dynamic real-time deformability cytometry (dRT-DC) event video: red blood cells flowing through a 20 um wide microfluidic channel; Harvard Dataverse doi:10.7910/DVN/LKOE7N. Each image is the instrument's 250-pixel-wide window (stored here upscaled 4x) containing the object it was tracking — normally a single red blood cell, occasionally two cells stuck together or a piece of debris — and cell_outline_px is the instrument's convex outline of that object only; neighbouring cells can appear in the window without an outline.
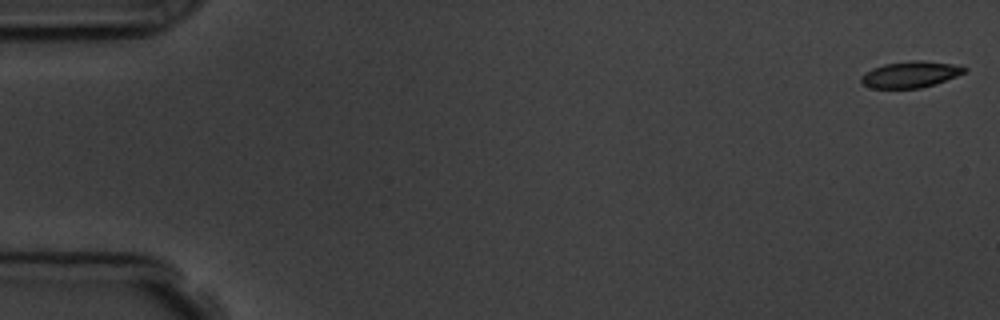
{"species": "common noctule bat (a hibernating species)", "species_latin": "Nyctalus noctula", "temperature_condition": "room temperature", "stored_images_in_passage": 7, "camera_frame_rate_fps": 3000, "um_per_image_px": 0.085, "animal": {"sex": "male", "body_mass_g": 19.5, "forearm_length_mm": 54.6}, "frame": {"image": 1, "passage_image": 1, "time_ms": 0.0, "image_size_px": [1000, 320], "cell_outline_px": [[968, 68], [964, 72], [956, 76], [936, 84], [920, 88], [872, 88], [864, 84], [860, 80], [860, 76], [864, 72], [872, 68], [884, 64], [916, 60], [920, 60], [952, 64]], "centroid_in_image_um": [77.35, 6.33], "position_along_channel_um": 7.6, "area_um2": 15.72}}
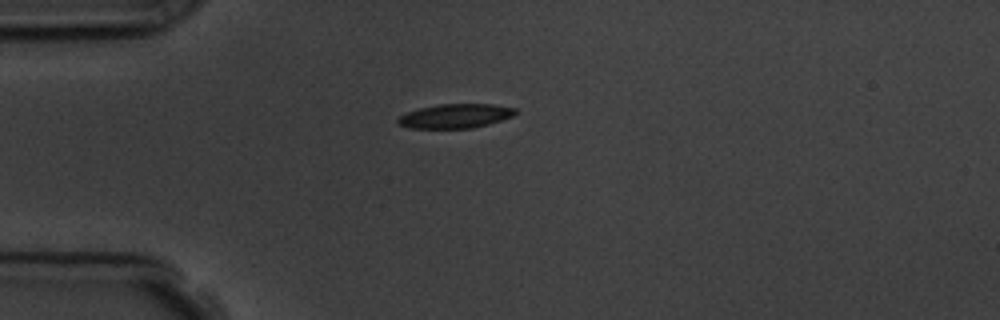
{"frame": {"image": 2, "passage_image": 5, "time_ms": 4.667, "image_size_px": [1000, 320], "cell_outline_px": [[516, 112], [512, 116], [488, 124], [472, 128], [412, 128], [400, 124], [396, 120], [400, 116], [408, 112], [420, 108], [440, 104], [492, 104], [516, 108]], "centroid_in_image_um": [38.72, 9.85], "position_along_channel_um": 46.3, "area_um2": 16.3}}